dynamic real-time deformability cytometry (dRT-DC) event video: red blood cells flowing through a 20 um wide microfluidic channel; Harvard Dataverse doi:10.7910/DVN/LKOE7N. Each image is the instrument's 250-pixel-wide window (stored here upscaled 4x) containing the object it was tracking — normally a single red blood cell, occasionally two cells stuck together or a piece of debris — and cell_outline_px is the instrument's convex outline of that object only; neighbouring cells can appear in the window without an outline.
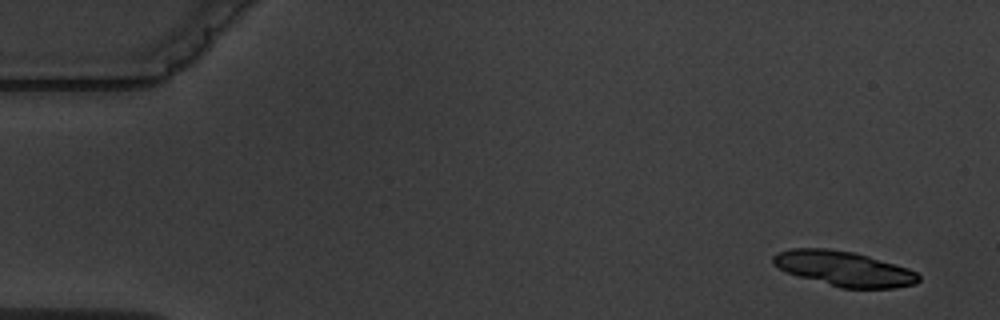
{"species": "common noctule bat (a hibernating species)", "species_latin": "Nyctalus noctula", "temperature_condition": "warm", "stored_images_in_passage": 5, "camera_frame_rate_fps": 3000, "um_per_image_px": 0.085, "animal": {"sex": "male", "body_mass_g": 19.5, "forearm_length_mm": 54.6}, "frame": {"image": 1, "passage_image": 1, "time_ms": 0.0, "image_size_px": [1000, 320], "cell_outline_px": [[920, 280], [916, 284], [892, 288], [840, 288], [800, 276], [788, 272], [772, 264], [772, 256], [780, 252], [792, 248], [824, 248], [856, 252], [896, 264], [908, 268], [916, 272], [920, 276]], "centroid_in_image_um": [71.77, 22.83], "position_along_channel_um": 13.2, "area_um2": 29.54}}